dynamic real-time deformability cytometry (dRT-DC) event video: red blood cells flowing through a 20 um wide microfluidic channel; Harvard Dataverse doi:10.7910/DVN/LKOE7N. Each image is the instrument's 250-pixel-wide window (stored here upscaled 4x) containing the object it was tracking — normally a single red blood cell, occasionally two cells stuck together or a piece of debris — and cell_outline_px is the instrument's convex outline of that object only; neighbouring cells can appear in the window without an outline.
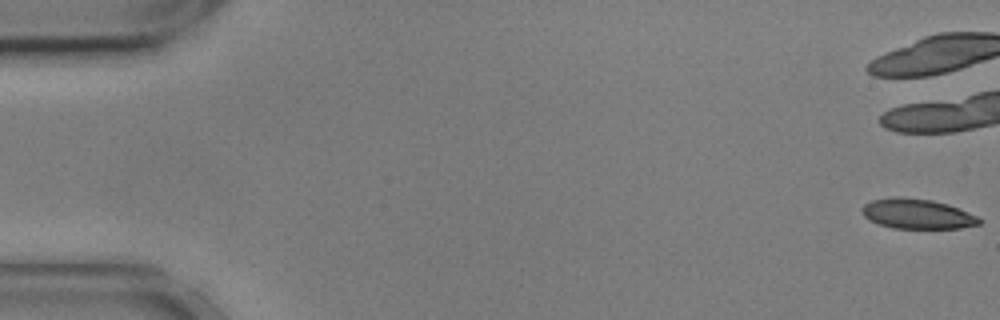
{"species": "common noctule bat (a hibernating species)", "species_latin": "Nyctalus noctula", "temperature_condition": "cold", "stored_images_in_passage": 8, "camera_frame_rate_fps": 3000, "um_per_image_px": 0.085, "animal": {"sex": "male", "body_mass_g": 17.9, "forearm_length_mm": 54.2}, "frame": {"image": 1, "passage_image": 1, "time_ms": 0.0, "image_size_px": [1000, 320], "cell_outline_px": [[984, 220], [980, 224], [960, 228], [892, 228], [868, 220], [864, 216], [860, 208], [864, 204], [872, 200], [896, 196], [900, 196], [932, 200], [948, 204], [968, 212]], "centroid_in_image_um": [77.95, 18.17], "position_along_channel_um": 7.1, "area_um2": 20.58}}